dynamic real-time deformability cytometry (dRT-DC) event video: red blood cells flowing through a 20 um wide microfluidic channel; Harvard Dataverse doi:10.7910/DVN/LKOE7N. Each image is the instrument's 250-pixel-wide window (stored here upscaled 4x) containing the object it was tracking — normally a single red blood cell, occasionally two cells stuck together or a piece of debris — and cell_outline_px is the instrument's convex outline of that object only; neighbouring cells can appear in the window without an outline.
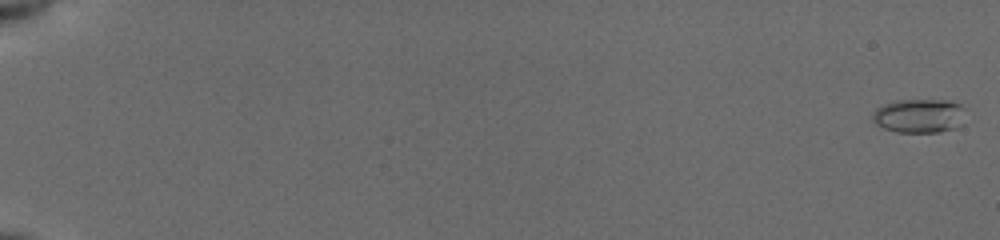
{"species": "common noctule bat (a hibernating species)", "species_latin": "Nyctalus noctula", "temperature_condition": "cold", "stored_images_in_passage": 52, "camera_frame_rate_fps": 3000, "um_per_image_px": 0.085, "animal": {"sex": "female", "body_mass_g": 19.5, "forearm_length_mm": 54.1}, "frame": {"image": 1, "passage_image": 1, "time_ms": 0.0, "image_size_px": [1000, 240], "cell_outline_px": [[964, 124], [956, 128], [940, 132], [896, 132], [884, 128], [876, 124], [872, 120], [872, 112], [876, 108], [884, 104], [896, 100], [952, 100], [960, 104], [964, 108]], "centroid_in_image_um": [78.16, 9.84], "position_along_channel_um": 6.8, "area_um2": 18.79}}
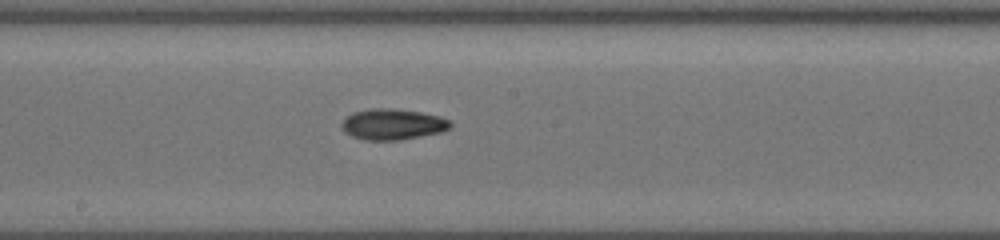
{"frame": {"image": 2, "passage_image": 33, "time_ms": 10.667, "image_size_px": [1000, 240], "cell_outline_px": [[452, 128], [440, 132], [400, 140], [364, 140], [352, 136], [344, 132], [340, 124], [352, 112], [368, 108], [392, 108], [420, 112], [440, 116], [452, 120]], "centroid_in_image_um": [33.39, 10.56], "position_along_channel_um": 214.8, "area_um2": 19.77}}
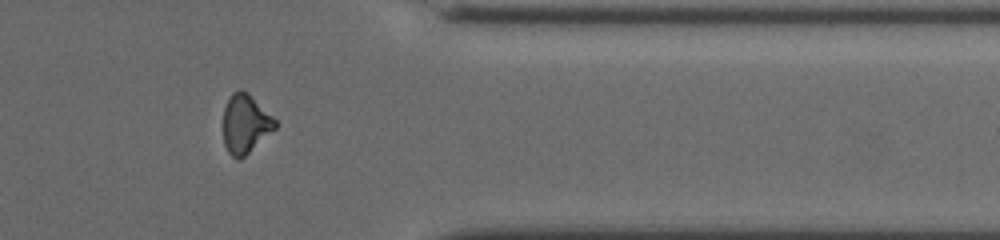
{"frame": {"image": 3, "passage_image": 47, "time_ms": 15.333, "image_size_px": [1000, 240], "cell_outline_px": [[276, 128], [240, 160], [236, 160], [228, 152], [224, 144], [224, 108], [228, 96], [232, 92], [240, 88], [248, 92], [276, 120]], "centroid_in_image_um": [20.84, 10.51], "position_along_channel_um": 390.6, "area_um2": 17.86}}